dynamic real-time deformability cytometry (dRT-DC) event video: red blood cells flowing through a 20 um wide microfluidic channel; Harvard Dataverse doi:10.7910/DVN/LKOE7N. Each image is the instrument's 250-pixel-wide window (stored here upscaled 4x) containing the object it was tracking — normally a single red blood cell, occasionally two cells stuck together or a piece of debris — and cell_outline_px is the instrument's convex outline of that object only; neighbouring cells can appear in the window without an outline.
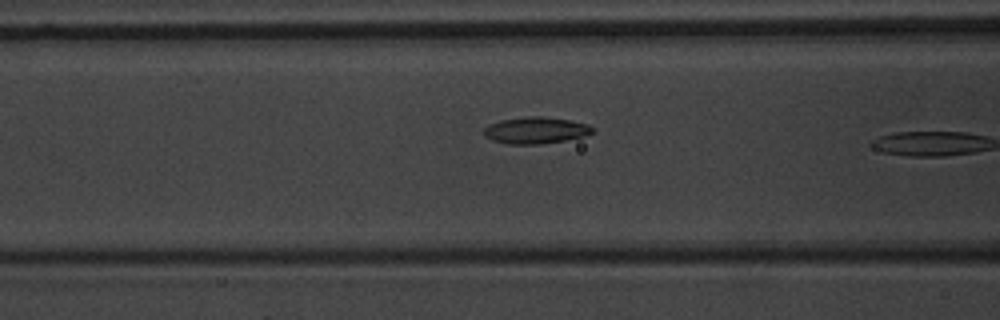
{"species": "common noctule bat (a hibernating species)", "species_latin": "Nyctalus noctula", "temperature_condition": "warm", "stored_images_in_passage": 8, "camera_frame_rate_fps": 3000, "um_per_image_px": 0.085, "animal": {"sex": "male", "body_mass_g": 20.1, "forearm_length_mm": 53.5}, "frame": {"image": 1, "passage_image": 7, "time_ms": 8.0, "image_size_px": [1000, 320], "cell_outline_px": [[592, 132], [584, 136], [564, 140], [540, 144], [508, 144], [492, 140], [484, 136], [480, 132], [488, 124], [500, 120], [528, 116], [540, 116], [568, 120], [588, 124], [592, 128]], "centroid_in_image_um": [45.45, 11.08], "position_along_channel_um": 121.2, "area_um2": 16.82}}